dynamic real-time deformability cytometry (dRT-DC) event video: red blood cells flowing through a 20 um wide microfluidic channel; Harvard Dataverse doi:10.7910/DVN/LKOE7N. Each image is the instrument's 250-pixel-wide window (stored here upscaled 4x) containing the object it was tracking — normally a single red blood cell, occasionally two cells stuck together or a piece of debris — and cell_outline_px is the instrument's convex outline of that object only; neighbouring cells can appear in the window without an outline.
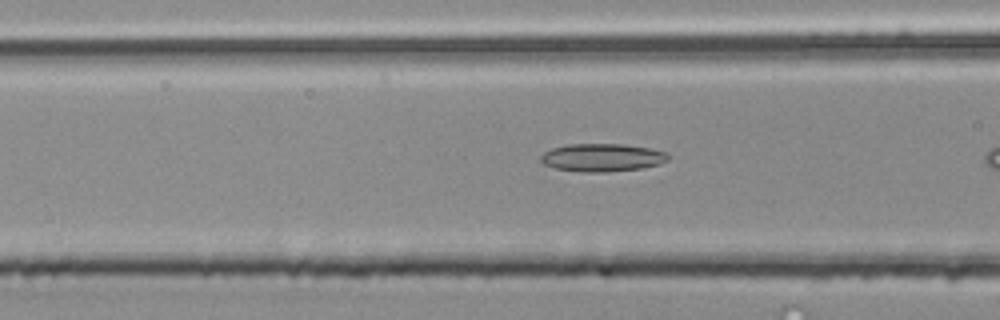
{"species": "common noctule bat (a hibernating species)", "species_latin": "Nyctalus noctula", "temperature_condition": "room temperature", "stored_images_in_passage": 15, "camera_frame_rate_fps": 3000, "um_per_image_px": 0.085, "animal": {"sex": "male", "body_mass_g": 20.4}, "frame": {"image": 1, "passage_image": 11, "time_ms": 3.333, "image_size_px": [1000, 320], "cell_outline_px": [[668, 160], [660, 164], [644, 168], [608, 172], [584, 172], [556, 168], [544, 164], [540, 160], [540, 156], [544, 152], [552, 148], [568, 144], [624, 144], [648, 148], [664, 152], [668, 156]], "centroid_in_image_um": [51.18, 13.39], "position_along_channel_um": 115.4, "area_um2": 20.69}}